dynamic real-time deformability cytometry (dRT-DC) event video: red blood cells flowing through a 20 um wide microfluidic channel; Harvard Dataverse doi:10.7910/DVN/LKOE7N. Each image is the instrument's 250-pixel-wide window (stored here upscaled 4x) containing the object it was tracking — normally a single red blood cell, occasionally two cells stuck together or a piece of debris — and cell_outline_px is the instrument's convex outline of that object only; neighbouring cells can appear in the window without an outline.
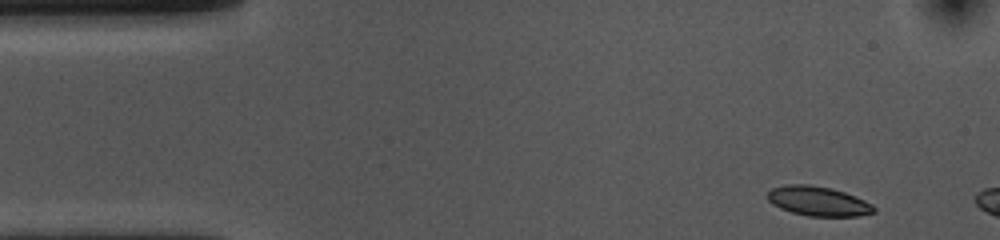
{"species": "common noctule bat (a hibernating species)", "species_latin": "Nyctalus noctula", "temperature_condition": "cold", "stored_images_in_passage": 8, "camera_frame_rate_fps": 3000, "um_per_image_px": 0.085, "animal": {"sex": "female", "body_mass_g": 10.0, "forearm_length_mm": 53.1}, "frame": {"image": 1, "passage_image": 1, "time_ms": 0.0, "image_size_px": [1000, 240], "cell_outline_px": [[876, 212], [856, 216], [808, 216], [792, 212], [780, 208], [772, 204], [768, 200], [768, 192], [772, 188], [784, 184], [808, 184], [832, 188], [844, 192], [864, 200], [872, 204], [876, 208]], "centroid_in_image_um": [69.54, 17.09], "position_along_channel_um": 15.5, "area_um2": 18.32}}